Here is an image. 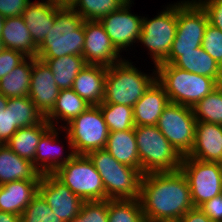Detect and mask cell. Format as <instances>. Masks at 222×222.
I'll use <instances>...</instances> for the list:
<instances>
[{
	"label": "cell",
	"mask_w": 222,
	"mask_h": 222,
	"mask_svg": "<svg viewBox=\"0 0 222 222\" xmlns=\"http://www.w3.org/2000/svg\"><path fill=\"white\" fill-rule=\"evenodd\" d=\"M139 200L146 222H178L194 207L187 179L180 169L144 174Z\"/></svg>",
	"instance_id": "6da1fadb"
},
{
	"label": "cell",
	"mask_w": 222,
	"mask_h": 222,
	"mask_svg": "<svg viewBox=\"0 0 222 222\" xmlns=\"http://www.w3.org/2000/svg\"><path fill=\"white\" fill-rule=\"evenodd\" d=\"M84 20L73 9L57 7L54 25L37 48L36 58L54 59L66 55L83 56Z\"/></svg>",
	"instance_id": "7a4b0ae2"
},
{
	"label": "cell",
	"mask_w": 222,
	"mask_h": 222,
	"mask_svg": "<svg viewBox=\"0 0 222 222\" xmlns=\"http://www.w3.org/2000/svg\"><path fill=\"white\" fill-rule=\"evenodd\" d=\"M154 68L156 80L164 88L169 101L191 108L219 85L213 78L191 73L172 64H158Z\"/></svg>",
	"instance_id": "3957f363"
},
{
	"label": "cell",
	"mask_w": 222,
	"mask_h": 222,
	"mask_svg": "<svg viewBox=\"0 0 222 222\" xmlns=\"http://www.w3.org/2000/svg\"><path fill=\"white\" fill-rule=\"evenodd\" d=\"M88 156L102 177L105 200L139 199L143 174L138 169L119 163L105 148Z\"/></svg>",
	"instance_id": "277c9868"
},
{
	"label": "cell",
	"mask_w": 222,
	"mask_h": 222,
	"mask_svg": "<svg viewBox=\"0 0 222 222\" xmlns=\"http://www.w3.org/2000/svg\"><path fill=\"white\" fill-rule=\"evenodd\" d=\"M154 72L145 74L125 59L108 67L103 102L133 107L156 81V69Z\"/></svg>",
	"instance_id": "5b68a950"
},
{
	"label": "cell",
	"mask_w": 222,
	"mask_h": 222,
	"mask_svg": "<svg viewBox=\"0 0 222 222\" xmlns=\"http://www.w3.org/2000/svg\"><path fill=\"white\" fill-rule=\"evenodd\" d=\"M136 143L140 158V172H172L180 169L183 156L154 126H135Z\"/></svg>",
	"instance_id": "8992f818"
},
{
	"label": "cell",
	"mask_w": 222,
	"mask_h": 222,
	"mask_svg": "<svg viewBox=\"0 0 222 222\" xmlns=\"http://www.w3.org/2000/svg\"><path fill=\"white\" fill-rule=\"evenodd\" d=\"M67 125L60 128L66 131L68 146L75 154L88 155L105 148L109 129L98 105H91Z\"/></svg>",
	"instance_id": "52a82bcc"
},
{
	"label": "cell",
	"mask_w": 222,
	"mask_h": 222,
	"mask_svg": "<svg viewBox=\"0 0 222 222\" xmlns=\"http://www.w3.org/2000/svg\"><path fill=\"white\" fill-rule=\"evenodd\" d=\"M54 175L83 201L105 200L102 177L88 155H77Z\"/></svg>",
	"instance_id": "ba28073f"
},
{
	"label": "cell",
	"mask_w": 222,
	"mask_h": 222,
	"mask_svg": "<svg viewBox=\"0 0 222 222\" xmlns=\"http://www.w3.org/2000/svg\"><path fill=\"white\" fill-rule=\"evenodd\" d=\"M176 28L177 3L169 4V7L152 19L143 17L139 42L148 48L155 66L168 58Z\"/></svg>",
	"instance_id": "9c48e42d"
},
{
	"label": "cell",
	"mask_w": 222,
	"mask_h": 222,
	"mask_svg": "<svg viewBox=\"0 0 222 222\" xmlns=\"http://www.w3.org/2000/svg\"><path fill=\"white\" fill-rule=\"evenodd\" d=\"M180 170L187 179L194 207H199L221 194L222 168L220 163L184 156Z\"/></svg>",
	"instance_id": "30bf717a"
},
{
	"label": "cell",
	"mask_w": 222,
	"mask_h": 222,
	"mask_svg": "<svg viewBox=\"0 0 222 222\" xmlns=\"http://www.w3.org/2000/svg\"><path fill=\"white\" fill-rule=\"evenodd\" d=\"M196 123L191 107L170 102L159 117L156 126L184 157L191 152L194 145Z\"/></svg>",
	"instance_id": "8fae6325"
},
{
	"label": "cell",
	"mask_w": 222,
	"mask_h": 222,
	"mask_svg": "<svg viewBox=\"0 0 222 222\" xmlns=\"http://www.w3.org/2000/svg\"><path fill=\"white\" fill-rule=\"evenodd\" d=\"M131 2L133 1H127L117 11L111 12L99 20L119 52L126 50L136 40L138 41L141 33L143 18L130 13Z\"/></svg>",
	"instance_id": "7c38bea8"
},
{
	"label": "cell",
	"mask_w": 222,
	"mask_h": 222,
	"mask_svg": "<svg viewBox=\"0 0 222 222\" xmlns=\"http://www.w3.org/2000/svg\"><path fill=\"white\" fill-rule=\"evenodd\" d=\"M38 193L50 206L52 212L65 222H69L79 215L84 202L54 174L42 175Z\"/></svg>",
	"instance_id": "4fadbf2b"
},
{
	"label": "cell",
	"mask_w": 222,
	"mask_h": 222,
	"mask_svg": "<svg viewBox=\"0 0 222 222\" xmlns=\"http://www.w3.org/2000/svg\"><path fill=\"white\" fill-rule=\"evenodd\" d=\"M83 57L87 65L110 67L123 60L98 20H84Z\"/></svg>",
	"instance_id": "5bb4252c"
},
{
	"label": "cell",
	"mask_w": 222,
	"mask_h": 222,
	"mask_svg": "<svg viewBox=\"0 0 222 222\" xmlns=\"http://www.w3.org/2000/svg\"><path fill=\"white\" fill-rule=\"evenodd\" d=\"M59 92L60 89L54 80L51 69L45 62L33 57L28 97L44 118L53 110Z\"/></svg>",
	"instance_id": "9a60e30c"
},
{
	"label": "cell",
	"mask_w": 222,
	"mask_h": 222,
	"mask_svg": "<svg viewBox=\"0 0 222 222\" xmlns=\"http://www.w3.org/2000/svg\"><path fill=\"white\" fill-rule=\"evenodd\" d=\"M187 156L201 161L222 163V125L197 122L194 145Z\"/></svg>",
	"instance_id": "2e32d148"
},
{
	"label": "cell",
	"mask_w": 222,
	"mask_h": 222,
	"mask_svg": "<svg viewBox=\"0 0 222 222\" xmlns=\"http://www.w3.org/2000/svg\"><path fill=\"white\" fill-rule=\"evenodd\" d=\"M180 2L177 3L175 38L203 40L209 22L206 10L197 0Z\"/></svg>",
	"instance_id": "e0dca14e"
},
{
	"label": "cell",
	"mask_w": 222,
	"mask_h": 222,
	"mask_svg": "<svg viewBox=\"0 0 222 222\" xmlns=\"http://www.w3.org/2000/svg\"><path fill=\"white\" fill-rule=\"evenodd\" d=\"M170 103L164 88L157 80L133 106L135 126H154L165 107Z\"/></svg>",
	"instance_id": "ac0fdd59"
},
{
	"label": "cell",
	"mask_w": 222,
	"mask_h": 222,
	"mask_svg": "<svg viewBox=\"0 0 222 222\" xmlns=\"http://www.w3.org/2000/svg\"><path fill=\"white\" fill-rule=\"evenodd\" d=\"M40 180H18L0 185V211L21 215L38 194Z\"/></svg>",
	"instance_id": "d6986e66"
},
{
	"label": "cell",
	"mask_w": 222,
	"mask_h": 222,
	"mask_svg": "<svg viewBox=\"0 0 222 222\" xmlns=\"http://www.w3.org/2000/svg\"><path fill=\"white\" fill-rule=\"evenodd\" d=\"M57 129L58 128H55V126L51 127L41 137L37 145L35 158L32 163L41 175L54 174L61 166L65 165L75 155L74 150H71L66 157H61V149H58V146L55 148V145L57 144L56 140L58 141L57 136L59 135Z\"/></svg>",
	"instance_id": "ffe728a7"
},
{
	"label": "cell",
	"mask_w": 222,
	"mask_h": 222,
	"mask_svg": "<svg viewBox=\"0 0 222 222\" xmlns=\"http://www.w3.org/2000/svg\"><path fill=\"white\" fill-rule=\"evenodd\" d=\"M43 1V2H42ZM29 2L23 11L22 17L33 42L39 46L54 25L56 6L51 0Z\"/></svg>",
	"instance_id": "44dd1931"
},
{
	"label": "cell",
	"mask_w": 222,
	"mask_h": 222,
	"mask_svg": "<svg viewBox=\"0 0 222 222\" xmlns=\"http://www.w3.org/2000/svg\"><path fill=\"white\" fill-rule=\"evenodd\" d=\"M107 67L86 65L74 79L72 90L90 105H99L105 96Z\"/></svg>",
	"instance_id": "7402d4cb"
},
{
	"label": "cell",
	"mask_w": 222,
	"mask_h": 222,
	"mask_svg": "<svg viewBox=\"0 0 222 222\" xmlns=\"http://www.w3.org/2000/svg\"><path fill=\"white\" fill-rule=\"evenodd\" d=\"M30 160L21 158L7 145L0 147V185L18 180H41Z\"/></svg>",
	"instance_id": "603a6c76"
},
{
	"label": "cell",
	"mask_w": 222,
	"mask_h": 222,
	"mask_svg": "<svg viewBox=\"0 0 222 222\" xmlns=\"http://www.w3.org/2000/svg\"><path fill=\"white\" fill-rule=\"evenodd\" d=\"M1 40L4 48L36 58L38 46L33 42L22 15L5 18Z\"/></svg>",
	"instance_id": "cb8c5ba5"
},
{
	"label": "cell",
	"mask_w": 222,
	"mask_h": 222,
	"mask_svg": "<svg viewBox=\"0 0 222 222\" xmlns=\"http://www.w3.org/2000/svg\"><path fill=\"white\" fill-rule=\"evenodd\" d=\"M194 74L213 78L222 84V67L201 47L194 51L180 52V56L172 63Z\"/></svg>",
	"instance_id": "d4e9b609"
},
{
	"label": "cell",
	"mask_w": 222,
	"mask_h": 222,
	"mask_svg": "<svg viewBox=\"0 0 222 222\" xmlns=\"http://www.w3.org/2000/svg\"><path fill=\"white\" fill-rule=\"evenodd\" d=\"M105 149L121 164L140 171L135 130L109 132Z\"/></svg>",
	"instance_id": "484cf974"
},
{
	"label": "cell",
	"mask_w": 222,
	"mask_h": 222,
	"mask_svg": "<svg viewBox=\"0 0 222 222\" xmlns=\"http://www.w3.org/2000/svg\"><path fill=\"white\" fill-rule=\"evenodd\" d=\"M51 127V124L44 118L39 124L19 128L5 145H7L21 158H25L33 162L36 148L41 137Z\"/></svg>",
	"instance_id": "4316f807"
},
{
	"label": "cell",
	"mask_w": 222,
	"mask_h": 222,
	"mask_svg": "<svg viewBox=\"0 0 222 222\" xmlns=\"http://www.w3.org/2000/svg\"><path fill=\"white\" fill-rule=\"evenodd\" d=\"M91 105L82 99L74 90H60L53 110L45 117L52 127L54 121L64 120L68 124ZM56 119V120H55Z\"/></svg>",
	"instance_id": "83f0119b"
},
{
	"label": "cell",
	"mask_w": 222,
	"mask_h": 222,
	"mask_svg": "<svg viewBox=\"0 0 222 222\" xmlns=\"http://www.w3.org/2000/svg\"><path fill=\"white\" fill-rule=\"evenodd\" d=\"M51 69L60 90L72 89L74 79L87 65L83 56L66 55L54 59H40Z\"/></svg>",
	"instance_id": "f1b7e54d"
},
{
	"label": "cell",
	"mask_w": 222,
	"mask_h": 222,
	"mask_svg": "<svg viewBox=\"0 0 222 222\" xmlns=\"http://www.w3.org/2000/svg\"><path fill=\"white\" fill-rule=\"evenodd\" d=\"M27 60L25 59L11 73L1 78L0 94H3L8 99L28 96L33 69V57H27Z\"/></svg>",
	"instance_id": "f546056e"
},
{
	"label": "cell",
	"mask_w": 222,
	"mask_h": 222,
	"mask_svg": "<svg viewBox=\"0 0 222 222\" xmlns=\"http://www.w3.org/2000/svg\"><path fill=\"white\" fill-rule=\"evenodd\" d=\"M197 122L222 125V84L192 107Z\"/></svg>",
	"instance_id": "4dcf8cb0"
},
{
	"label": "cell",
	"mask_w": 222,
	"mask_h": 222,
	"mask_svg": "<svg viewBox=\"0 0 222 222\" xmlns=\"http://www.w3.org/2000/svg\"><path fill=\"white\" fill-rule=\"evenodd\" d=\"M103 114L109 132L135 128L133 107L121 104L104 103L98 105Z\"/></svg>",
	"instance_id": "1f68e13d"
},
{
	"label": "cell",
	"mask_w": 222,
	"mask_h": 222,
	"mask_svg": "<svg viewBox=\"0 0 222 222\" xmlns=\"http://www.w3.org/2000/svg\"><path fill=\"white\" fill-rule=\"evenodd\" d=\"M108 222H146L140 200H108Z\"/></svg>",
	"instance_id": "d6a6232c"
},
{
	"label": "cell",
	"mask_w": 222,
	"mask_h": 222,
	"mask_svg": "<svg viewBox=\"0 0 222 222\" xmlns=\"http://www.w3.org/2000/svg\"><path fill=\"white\" fill-rule=\"evenodd\" d=\"M7 106H12L13 124L18 129L39 124L44 119L28 96L9 98Z\"/></svg>",
	"instance_id": "836d02e7"
},
{
	"label": "cell",
	"mask_w": 222,
	"mask_h": 222,
	"mask_svg": "<svg viewBox=\"0 0 222 222\" xmlns=\"http://www.w3.org/2000/svg\"><path fill=\"white\" fill-rule=\"evenodd\" d=\"M127 0H78L72 7L83 20H100L117 11Z\"/></svg>",
	"instance_id": "e575fe53"
},
{
	"label": "cell",
	"mask_w": 222,
	"mask_h": 222,
	"mask_svg": "<svg viewBox=\"0 0 222 222\" xmlns=\"http://www.w3.org/2000/svg\"><path fill=\"white\" fill-rule=\"evenodd\" d=\"M20 222H65L52 212V209L38 193L20 215Z\"/></svg>",
	"instance_id": "d590c367"
},
{
	"label": "cell",
	"mask_w": 222,
	"mask_h": 222,
	"mask_svg": "<svg viewBox=\"0 0 222 222\" xmlns=\"http://www.w3.org/2000/svg\"><path fill=\"white\" fill-rule=\"evenodd\" d=\"M69 222H108V200L84 201L79 215Z\"/></svg>",
	"instance_id": "8d00e7d4"
},
{
	"label": "cell",
	"mask_w": 222,
	"mask_h": 222,
	"mask_svg": "<svg viewBox=\"0 0 222 222\" xmlns=\"http://www.w3.org/2000/svg\"><path fill=\"white\" fill-rule=\"evenodd\" d=\"M201 46L222 67V31L208 22Z\"/></svg>",
	"instance_id": "74e56055"
},
{
	"label": "cell",
	"mask_w": 222,
	"mask_h": 222,
	"mask_svg": "<svg viewBox=\"0 0 222 222\" xmlns=\"http://www.w3.org/2000/svg\"><path fill=\"white\" fill-rule=\"evenodd\" d=\"M8 98L0 94V142H6L16 133L18 128L13 124L12 106H7Z\"/></svg>",
	"instance_id": "f35d334b"
},
{
	"label": "cell",
	"mask_w": 222,
	"mask_h": 222,
	"mask_svg": "<svg viewBox=\"0 0 222 222\" xmlns=\"http://www.w3.org/2000/svg\"><path fill=\"white\" fill-rule=\"evenodd\" d=\"M25 59H27V56L23 53L4 48L0 52V80L3 76L11 73Z\"/></svg>",
	"instance_id": "ab89813d"
},
{
	"label": "cell",
	"mask_w": 222,
	"mask_h": 222,
	"mask_svg": "<svg viewBox=\"0 0 222 222\" xmlns=\"http://www.w3.org/2000/svg\"><path fill=\"white\" fill-rule=\"evenodd\" d=\"M202 40L189 39V38H175L168 58L160 64H172L179 56L180 52L194 51L196 48L201 47Z\"/></svg>",
	"instance_id": "60d3db41"
},
{
	"label": "cell",
	"mask_w": 222,
	"mask_h": 222,
	"mask_svg": "<svg viewBox=\"0 0 222 222\" xmlns=\"http://www.w3.org/2000/svg\"><path fill=\"white\" fill-rule=\"evenodd\" d=\"M206 10L209 23L222 31V0H198Z\"/></svg>",
	"instance_id": "b9f144b4"
},
{
	"label": "cell",
	"mask_w": 222,
	"mask_h": 222,
	"mask_svg": "<svg viewBox=\"0 0 222 222\" xmlns=\"http://www.w3.org/2000/svg\"><path fill=\"white\" fill-rule=\"evenodd\" d=\"M30 0H0V15L5 18L23 14Z\"/></svg>",
	"instance_id": "7bdbcfd3"
},
{
	"label": "cell",
	"mask_w": 222,
	"mask_h": 222,
	"mask_svg": "<svg viewBox=\"0 0 222 222\" xmlns=\"http://www.w3.org/2000/svg\"><path fill=\"white\" fill-rule=\"evenodd\" d=\"M199 208L213 222H222V196L218 195L209 201L204 202Z\"/></svg>",
	"instance_id": "ee69618b"
},
{
	"label": "cell",
	"mask_w": 222,
	"mask_h": 222,
	"mask_svg": "<svg viewBox=\"0 0 222 222\" xmlns=\"http://www.w3.org/2000/svg\"><path fill=\"white\" fill-rule=\"evenodd\" d=\"M178 222H213L206 214L199 208L193 207L185 213Z\"/></svg>",
	"instance_id": "f6af8a7d"
},
{
	"label": "cell",
	"mask_w": 222,
	"mask_h": 222,
	"mask_svg": "<svg viewBox=\"0 0 222 222\" xmlns=\"http://www.w3.org/2000/svg\"><path fill=\"white\" fill-rule=\"evenodd\" d=\"M0 222H20V215L0 211Z\"/></svg>",
	"instance_id": "bcb514c9"
},
{
	"label": "cell",
	"mask_w": 222,
	"mask_h": 222,
	"mask_svg": "<svg viewBox=\"0 0 222 222\" xmlns=\"http://www.w3.org/2000/svg\"><path fill=\"white\" fill-rule=\"evenodd\" d=\"M58 7L72 8L78 0H51Z\"/></svg>",
	"instance_id": "7dc6e473"
},
{
	"label": "cell",
	"mask_w": 222,
	"mask_h": 222,
	"mask_svg": "<svg viewBox=\"0 0 222 222\" xmlns=\"http://www.w3.org/2000/svg\"><path fill=\"white\" fill-rule=\"evenodd\" d=\"M5 17L0 15V52L4 49L3 42L1 40V33L4 26Z\"/></svg>",
	"instance_id": "c3c4849f"
}]
</instances>
